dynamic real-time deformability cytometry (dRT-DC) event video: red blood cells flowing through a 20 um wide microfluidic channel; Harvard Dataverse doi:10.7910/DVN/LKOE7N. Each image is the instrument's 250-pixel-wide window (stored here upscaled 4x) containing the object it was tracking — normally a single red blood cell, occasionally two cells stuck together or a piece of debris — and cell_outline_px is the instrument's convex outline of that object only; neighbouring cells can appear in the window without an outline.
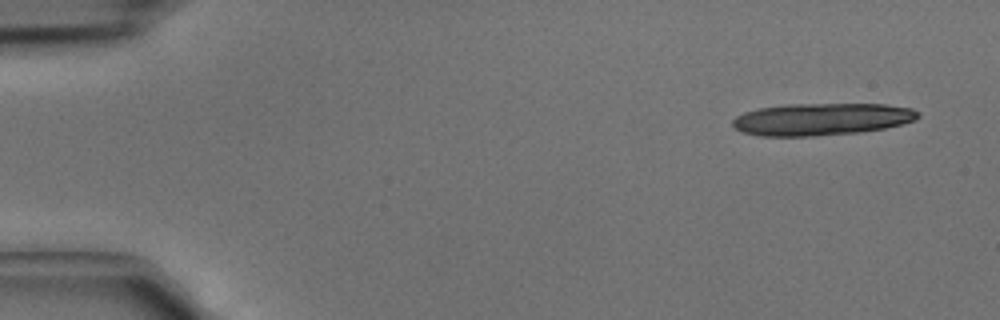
{"species": "common noctule bat (a hibernating species)", "species_latin": "Nyctalus noctula", "temperature_condition": "cold", "stored_images_in_passage": 5, "camera_frame_rate_fps": 3000, "um_per_image_px": 0.085, "animal": {"sex": "male", "body_mass_g": 15.6}, "frame": {"image": 1, "passage_image": 1, "time_ms": 0.0, "image_size_px": [1000, 320], "cell_outline_px": [[920, 116], [916, 120], [884, 128], [860, 132], [812, 136], [760, 136], [740, 132], [732, 124], [732, 120], [736, 116], [744, 112], [760, 108], [788, 104], [884, 104], [912, 108], [920, 112]], "centroid_in_image_um": [69.83, 10.13], "position_along_channel_um": 15.2, "area_um2": 34.85}}
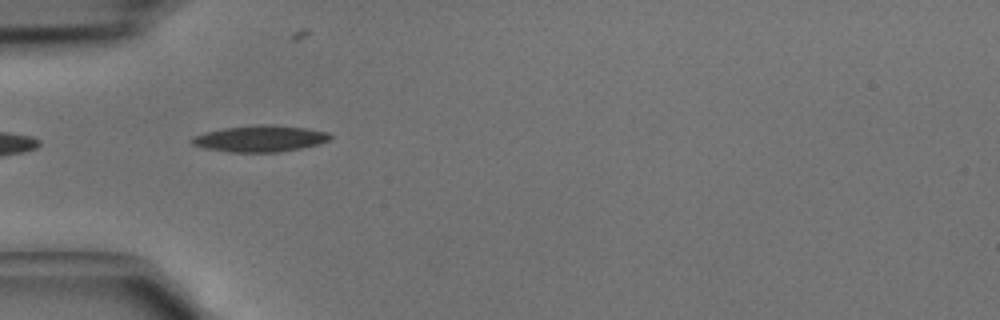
{"frame": {"image": 2, "passage_image": 4, "time_ms": 1.0, "image_size_px": [1000, 320], "cell_outline_px": [[332, 136], [328, 140], [316, 144], [300, 148], [280, 152], [228, 152], [204, 148], [192, 144], [188, 140], [192, 136], [224, 128], [260, 124], [272, 124], [304, 128], [328, 132]], "centroid_in_image_um": [22.06, 11.78], "position_along_channel_um": 62.9, "area_um2": 21.15}}